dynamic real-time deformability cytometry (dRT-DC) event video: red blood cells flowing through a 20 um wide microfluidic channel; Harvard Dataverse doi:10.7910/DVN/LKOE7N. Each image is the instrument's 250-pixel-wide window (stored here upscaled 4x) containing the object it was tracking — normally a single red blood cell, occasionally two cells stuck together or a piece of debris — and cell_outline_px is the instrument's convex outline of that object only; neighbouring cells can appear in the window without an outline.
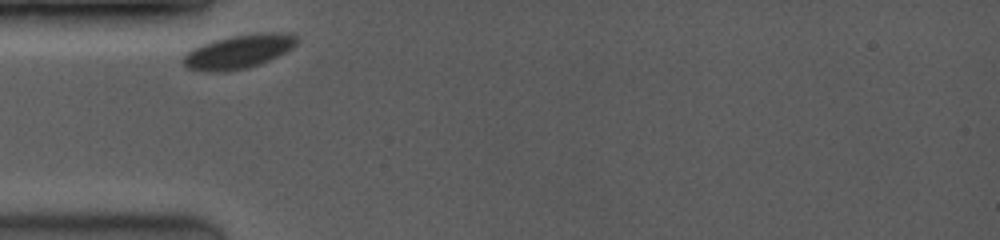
{"species": "common noctule bat (a hibernating species)", "species_latin": "Nyctalus noctula", "temperature_condition": "room temperature", "stored_images_in_passage": 30, "camera_frame_rate_fps": 3500, "um_per_image_px": 0.085, "animal": {"sex": "female", "body_mass_g": 19.0, "forearm_length_mm": 53.3}, "frame": {"image": 1, "passage_image": 1, "time_ms": 0.0, "image_size_px": [1000, 240], "cell_outline_px": [[296, 44], [292, 48], [260, 64], [248, 68], [228, 72], [204, 72], [188, 68], [180, 60], [192, 48], [212, 40], [232, 36], [260, 32], [288, 32], [296, 36]], "centroid_in_image_um": [20.25, 4.39], "position_along_channel_um": 64.8, "area_um2": 22.54}}
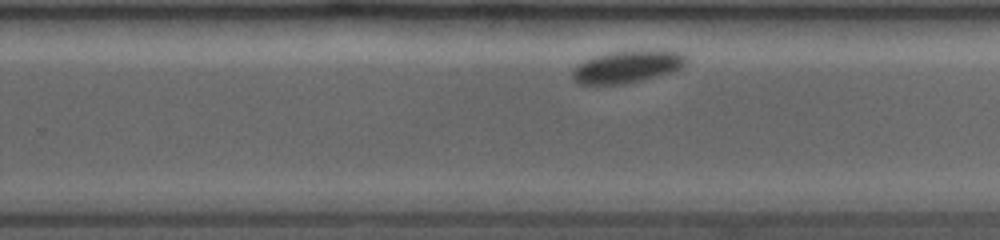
{"frame": {"image": 2, "passage_image": 19, "time_ms": 6.0, "image_size_px": [1000, 240], "cell_outline_px": [[688, 64], [680, 68], [668, 72], [640, 80], [624, 84], [576, 84], [572, 76], [572, 72], [584, 60], [608, 52], [640, 48], [664, 48], [684, 52], [688, 56]], "centroid_in_image_um": [53.42, 5.6], "position_along_channel_um": 276.4, "area_um2": 22.08}}
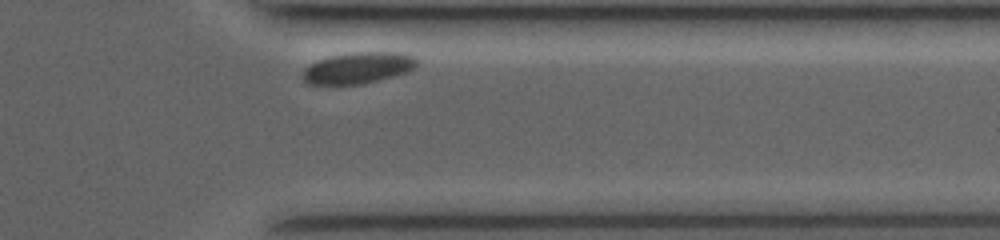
{"frame": {"image": 3, "passage_image": 28, "time_ms": 8.857, "image_size_px": [1000, 240], "cell_outline_px": [[416, 64], [408, 72], [360, 84], [308, 84], [304, 80], [304, 68], [316, 60], [332, 56], [352, 52], [396, 52], [412, 56], [416, 60]], "centroid_in_image_um": [30.4, 5.76], "position_along_channel_um": 381.0, "area_um2": 20.4}}